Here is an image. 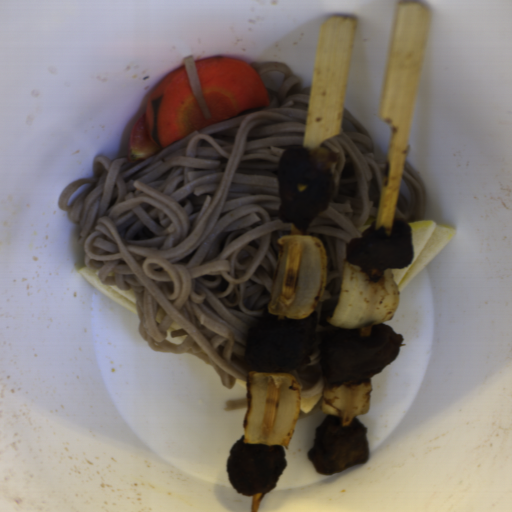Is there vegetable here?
<instances>
[{
  "mask_svg": "<svg viewBox=\"0 0 512 512\" xmlns=\"http://www.w3.org/2000/svg\"><path fill=\"white\" fill-rule=\"evenodd\" d=\"M276 244L277 263L267 310L280 320L308 318L327 286L324 245L317 237L293 234L279 236Z\"/></svg>",
  "mask_w": 512,
  "mask_h": 512,
  "instance_id": "obj_1",
  "label": "vegetable"
},
{
  "mask_svg": "<svg viewBox=\"0 0 512 512\" xmlns=\"http://www.w3.org/2000/svg\"><path fill=\"white\" fill-rule=\"evenodd\" d=\"M302 406V385L287 371H247L244 445L288 449Z\"/></svg>",
  "mask_w": 512,
  "mask_h": 512,
  "instance_id": "obj_2",
  "label": "vegetable"
},
{
  "mask_svg": "<svg viewBox=\"0 0 512 512\" xmlns=\"http://www.w3.org/2000/svg\"><path fill=\"white\" fill-rule=\"evenodd\" d=\"M398 301L399 289L391 268L365 269L346 259L334 312L325 322L344 329L380 325L391 320Z\"/></svg>",
  "mask_w": 512,
  "mask_h": 512,
  "instance_id": "obj_3",
  "label": "vegetable"
},
{
  "mask_svg": "<svg viewBox=\"0 0 512 512\" xmlns=\"http://www.w3.org/2000/svg\"><path fill=\"white\" fill-rule=\"evenodd\" d=\"M371 391L370 377L350 383H329L325 377L320 394V410L332 416L366 415Z\"/></svg>",
  "mask_w": 512,
  "mask_h": 512,
  "instance_id": "obj_4",
  "label": "vegetable"
}]
</instances>
